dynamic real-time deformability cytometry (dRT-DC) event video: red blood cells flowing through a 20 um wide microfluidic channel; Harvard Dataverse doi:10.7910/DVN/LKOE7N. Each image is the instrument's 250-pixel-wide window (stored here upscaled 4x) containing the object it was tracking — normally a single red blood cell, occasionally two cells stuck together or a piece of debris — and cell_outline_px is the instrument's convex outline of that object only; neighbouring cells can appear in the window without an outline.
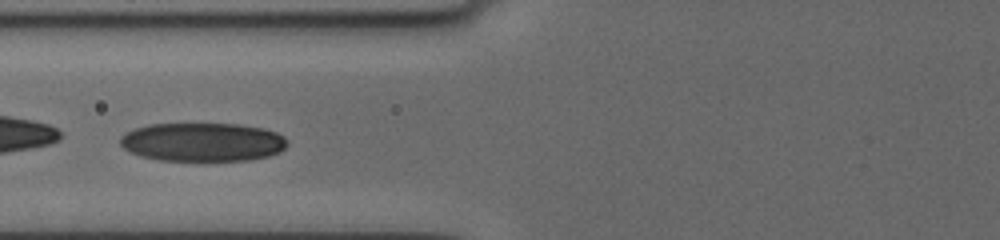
{"species": "human", "species_latin": "Homo sapiens", "temperature_condition": "cold", "stored_images_in_passage": 5, "camera_frame_rate_fps": 3000, "um_per_image_px": 0.085, "donor": {"sex": "female"}, "frame": {"image": 1, "passage_image": 5, "time_ms": 3.333, "image_size_px": [1000, 240], "cell_outline_px": [[288, 144], [280, 152], [268, 156], [252, 160], [156, 160], [140, 156], [124, 148], [120, 144], [120, 136], [136, 128], [148, 124], [236, 124], [264, 128], [276, 132], [284, 136], [288, 140]], "centroid_in_image_um": [17.25, 12.07], "position_along_channel_um": 108.6, "area_um2": 37.69}}